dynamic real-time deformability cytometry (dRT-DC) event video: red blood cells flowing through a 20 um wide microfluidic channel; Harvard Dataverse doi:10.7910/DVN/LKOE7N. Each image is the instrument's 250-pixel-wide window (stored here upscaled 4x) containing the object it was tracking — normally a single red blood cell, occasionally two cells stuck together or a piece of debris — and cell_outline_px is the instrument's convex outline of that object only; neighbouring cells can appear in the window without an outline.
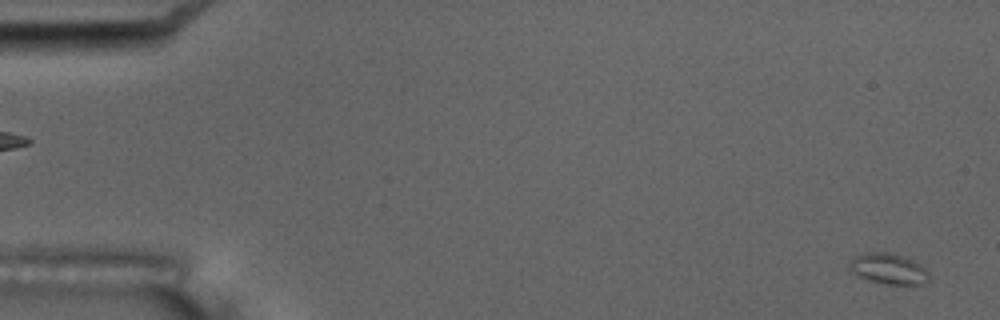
{"species": "common noctule bat (a hibernating species)", "species_latin": "Nyctalus noctula", "temperature_condition": "room temperature", "stored_images_in_passage": 56, "camera_frame_rate_fps": 3000, "um_per_image_px": 0.085, "animal": {"sex": "male", "body_mass_g": 17.5, "forearm_length_mm": 52.3}, "frame": {"image": 1, "passage_image": 2, "time_ms": 0.333, "image_size_px": [1000, 320], "cell_outline_px": [[928, 280], [924, 284], [884, 284], [860, 276], [852, 272], [848, 268], [848, 260], [856, 256], [868, 252], [892, 252], [912, 260], [920, 264], [928, 272]], "centroid_in_image_um": [75.5, 22.83], "position_along_channel_um": 9.5, "area_um2": 14.16}}
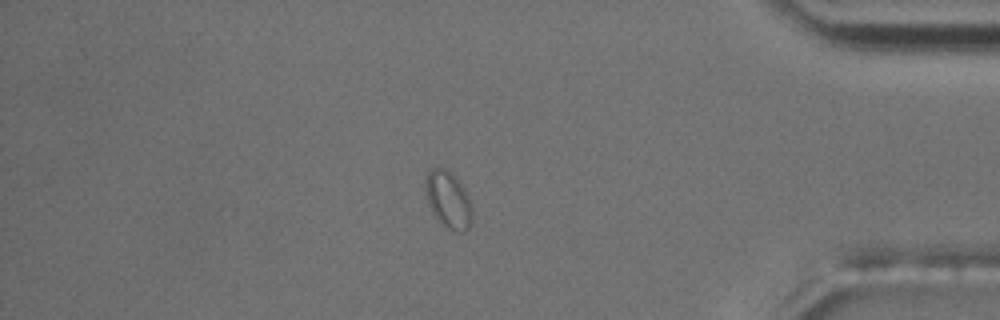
{"frame": {"image": 2, "passage_image": 48, "time_ms": 15.667, "image_size_px": [1000, 320], "cell_outline_px": [[472, 220], [468, 228], [464, 232], [456, 232], [448, 228], [432, 212], [424, 192], [424, 176], [432, 168], [444, 168], [456, 176], [464, 188], [472, 212]], "centroid_in_image_um": [38.07, 16.94], "position_along_channel_um": 397.1, "area_um2": 15.43}}
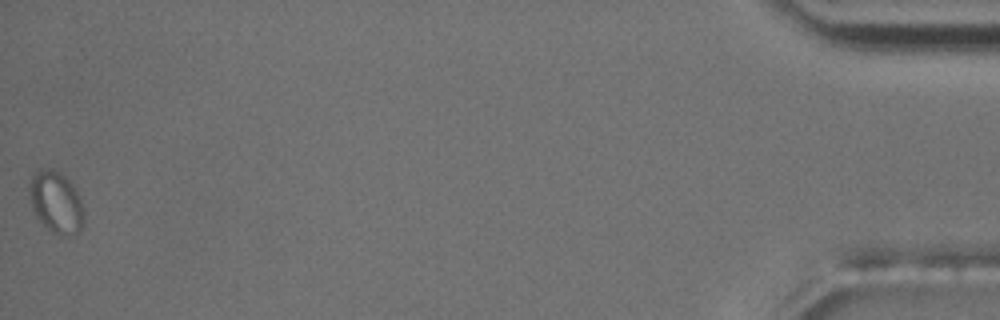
{"frame": {"image": 3, "passage_image": 56, "time_ms": 18.333, "image_size_px": [1000, 320], "cell_outline_px": [[84, 224], [80, 232], [68, 236], [52, 232], [36, 216], [32, 208], [28, 192], [28, 188], [32, 176], [36, 172], [48, 168], [52, 168], [64, 176], [72, 184], [80, 200], [84, 212]], "centroid_in_image_um": [4.77, 17.21], "position_along_channel_um": 430.4, "area_um2": 19.48}}